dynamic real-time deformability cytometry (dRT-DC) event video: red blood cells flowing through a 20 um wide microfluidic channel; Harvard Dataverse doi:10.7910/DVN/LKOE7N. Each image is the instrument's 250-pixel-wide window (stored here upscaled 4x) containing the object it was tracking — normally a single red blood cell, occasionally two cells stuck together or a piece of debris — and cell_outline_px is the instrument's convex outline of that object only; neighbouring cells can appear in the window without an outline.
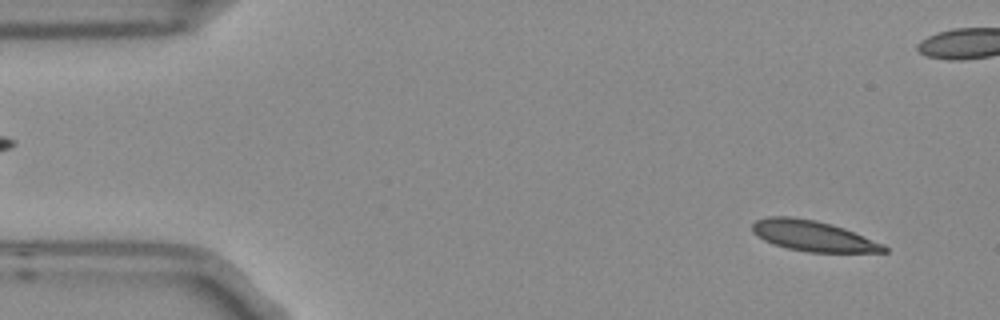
{"species": "Egyptian fruit bat (a non-hibernating species)", "species_latin": "Rousettus aegyptiacus", "temperature_condition": "room temperature", "stored_images_in_passage": 5, "camera_frame_rate_fps": 3000, "um_per_image_px": 0.085, "frame": {"image": 1, "passage_image": 1, "time_ms": 0.0, "image_size_px": [1000, 320], "cell_outline_px": [[888, 252], [808, 252], [788, 248], [772, 244], [764, 240], [752, 232], [752, 224], [756, 220], [768, 216], [788, 216], [816, 220], [832, 224], [844, 228], [884, 244], [888, 248]], "centroid_in_image_um": [69.1, 20.05], "position_along_channel_um": 15.9, "area_um2": 23.47}}